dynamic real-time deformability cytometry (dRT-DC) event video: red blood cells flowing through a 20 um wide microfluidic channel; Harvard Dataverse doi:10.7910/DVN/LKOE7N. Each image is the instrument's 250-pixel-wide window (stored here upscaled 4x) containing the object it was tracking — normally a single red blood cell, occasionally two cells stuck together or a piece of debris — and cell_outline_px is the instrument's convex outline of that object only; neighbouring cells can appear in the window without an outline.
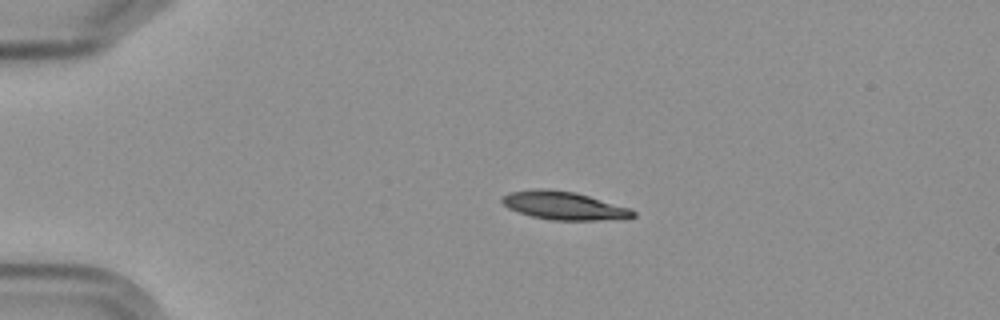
{"species": "Egyptian fruit bat (a non-hibernating species)", "species_latin": "Rousettus aegyptiacus", "temperature_condition": "cold", "stored_images_in_passage": 3, "camera_frame_rate_fps": 3000, "um_per_image_px": 0.085, "frame": {"image": 1, "passage_image": 1, "time_ms": 0.0, "image_size_px": [1000, 320], "cell_outline_px": [[636, 216], [624, 220], [552, 220], [532, 216], [508, 208], [500, 200], [500, 196], [508, 192], [540, 188], [548, 188], [576, 192], [632, 208], [636, 212]], "centroid_in_image_um": [47.99, 17.47], "position_along_channel_um": 37.0, "area_um2": 21.96}}
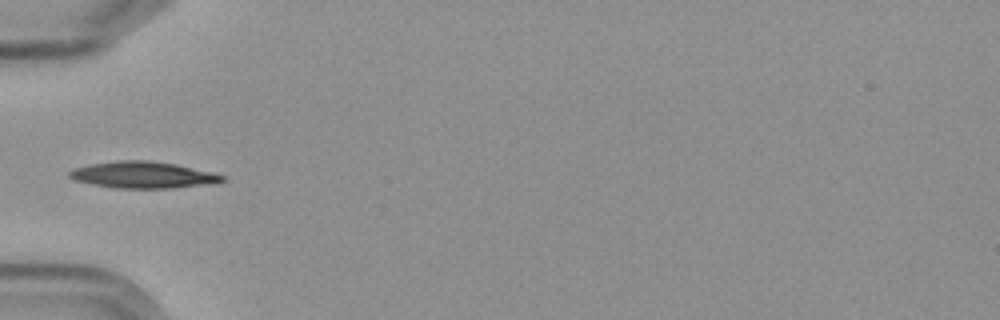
{"frame": {"image": 2, "passage_image": 3, "time_ms": 2.333, "image_size_px": [1000, 320], "cell_outline_px": [[224, 180], [216, 184], [172, 188], [116, 188], [92, 184], [72, 180], [68, 176], [68, 172], [76, 168], [92, 164], [116, 160], [144, 160], [176, 164], [212, 172], [224, 176]], "centroid_in_image_um": [12.17, 14.87], "position_along_channel_um": 72.8, "area_um2": 23.7}}